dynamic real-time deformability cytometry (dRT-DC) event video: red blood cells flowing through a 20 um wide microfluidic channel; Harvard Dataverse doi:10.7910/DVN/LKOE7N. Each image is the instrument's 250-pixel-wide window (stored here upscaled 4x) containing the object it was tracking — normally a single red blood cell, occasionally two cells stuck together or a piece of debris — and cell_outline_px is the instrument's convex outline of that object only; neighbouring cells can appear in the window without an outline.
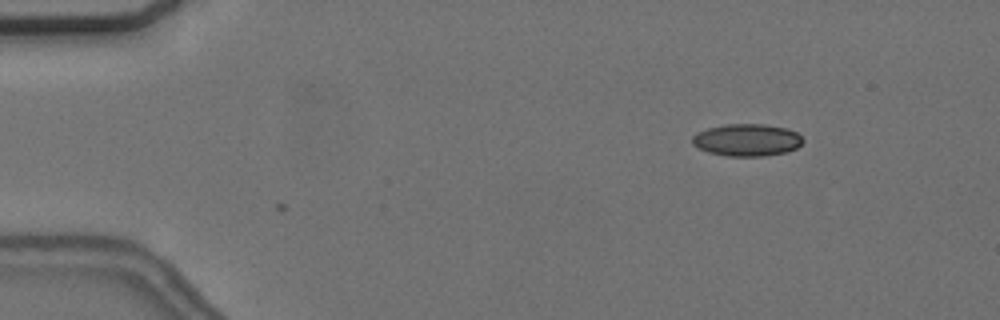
{"species": "common noctule bat (a hibernating species)", "species_latin": "Nyctalus noctula", "temperature_condition": "cold", "stored_images_in_passage": 3, "camera_frame_rate_fps": 3000, "um_per_image_px": 0.085, "animal": {"sex": "female", "body_mass_g": 24.6, "forearm_length_mm": 56.2}, "frame": {"image": 1, "passage_image": 3, "time_ms": 0.667, "image_size_px": [1000, 320], "cell_outline_px": [[804, 140], [796, 148], [784, 152], [764, 156], [728, 156], [708, 152], [692, 144], [692, 136], [696, 132], [708, 128], [724, 124], [764, 124], [788, 128], [796, 132]], "centroid_in_image_um": [63.47, 11.89], "position_along_channel_um": 21.5, "area_um2": 20.75}}